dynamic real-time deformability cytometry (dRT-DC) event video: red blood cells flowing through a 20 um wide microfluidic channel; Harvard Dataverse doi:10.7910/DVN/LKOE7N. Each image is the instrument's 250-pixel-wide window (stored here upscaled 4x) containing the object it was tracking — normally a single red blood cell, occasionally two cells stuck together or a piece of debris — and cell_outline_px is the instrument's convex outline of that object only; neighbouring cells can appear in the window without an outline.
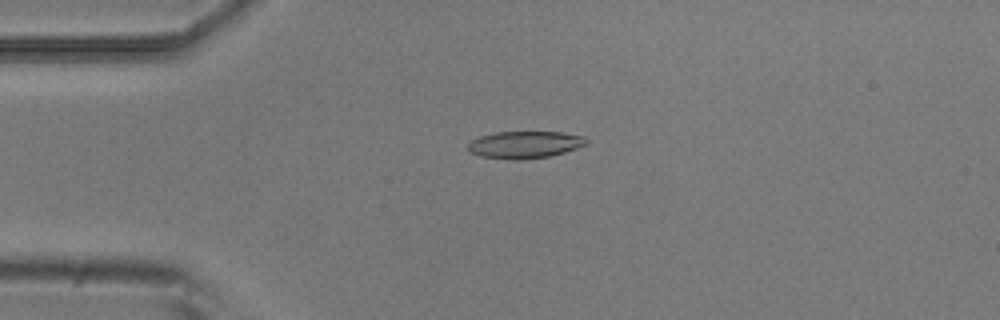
{"species": "common noctule bat (a hibernating species)", "species_latin": "Nyctalus noctula", "temperature_condition": "room temperature", "stored_images_in_passage": 5, "camera_frame_rate_fps": 3000, "um_per_image_px": 0.085, "animal": {"sex": "male", "body_mass_g": 20.5, "forearm_length_mm": 52.5}, "frame": {"image": 1, "passage_image": 4, "time_ms": 1.0, "image_size_px": [1000, 320], "cell_outline_px": [[588, 144], [564, 152], [548, 156], [520, 160], [516, 160], [480, 156], [468, 152], [468, 144], [472, 140], [480, 136], [496, 132], [560, 132], [584, 136], [588, 140]], "centroid_in_image_um": [44.6, 12.29], "position_along_channel_um": 40.4, "area_um2": 18.67}}